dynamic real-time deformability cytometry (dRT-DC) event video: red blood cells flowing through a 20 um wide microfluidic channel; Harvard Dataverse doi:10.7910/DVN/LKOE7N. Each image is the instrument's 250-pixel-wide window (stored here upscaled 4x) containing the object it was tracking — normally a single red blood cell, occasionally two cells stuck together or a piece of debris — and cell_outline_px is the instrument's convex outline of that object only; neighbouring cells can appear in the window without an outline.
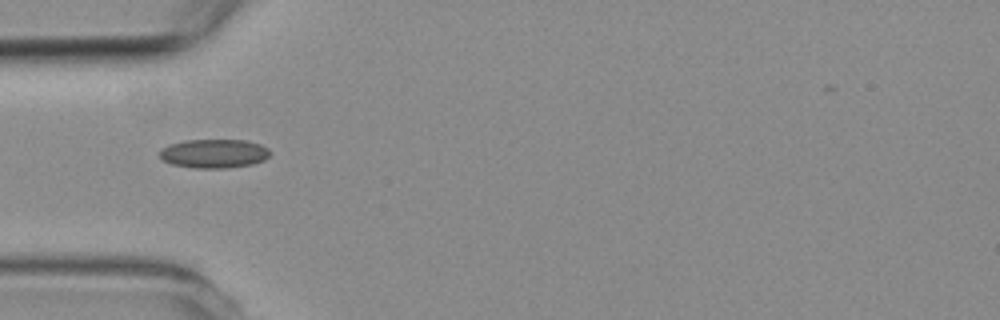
{"species": "common noctule bat (a hibernating species)", "species_latin": "Nyctalus noctula", "temperature_condition": "room temperature", "stored_images_in_passage": 8, "camera_frame_rate_fps": 3000, "um_per_image_px": 0.085, "animal": {"sex": "female", "body_mass_g": 19.3, "forearm_length_mm": 54.1}, "frame": {"image": 1, "passage_image": 5, "time_ms": 4.667, "image_size_px": [1000, 320], "cell_outline_px": [[272, 152], [264, 160], [252, 164], [228, 168], [192, 168], [172, 164], [160, 160], [160, 148], [168, 144], [184, 140], [244, 140], [260, 144], [268, 148]], "centroid_in_image_um": [18.16, 13.05], "position_along_channel_um": 66.8, "area_um2": 18.84}}
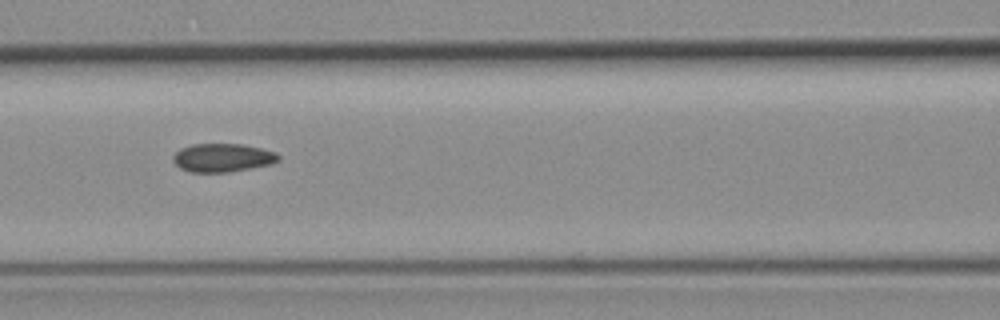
{"frame": {"image": 2, "passage_image": 7, "time_ms": 6.667, "image_size_px": [1000, 320], "cell_outline_px": [[280, 160], [272, 164], [228, 172], [188, 172], [180, 168], [172, 160], [172, 156], [180, 148], [192, 144], [244, 144], [276, 152], [280, 156]], "centroid_in_image_um": [18.91, 13.4], "position_along_channel_um": 147.7, "area_um2": 17.57}}
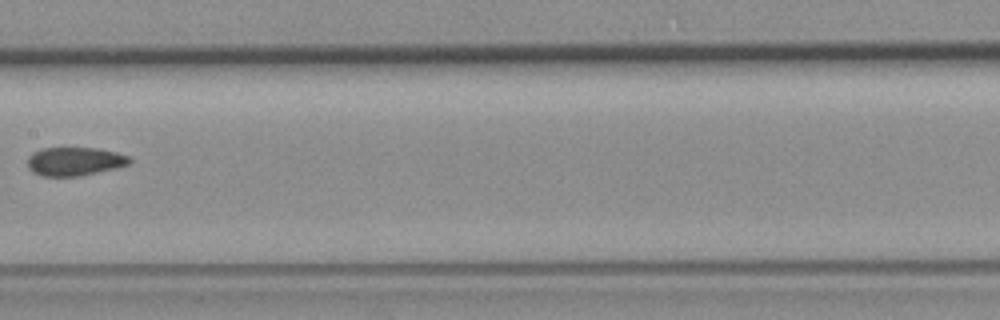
{"frame": {"image": 3, "passage_image": 8, "time_ms": 8.0, "image_size_px": [1000, 320], "cell_outline_px": [[132, 160], [128, 164], [116, 168], [80, 176], [40, 176], [32, 172], [28, 168], [28, 156], [32, 152], [40, 148], [96, 148], [116, 152], [128, 156]], "centroid_in_image_um": [6.31, 13.72], "position_along_channel_um": 201.1, "area_um2": 17.05}}